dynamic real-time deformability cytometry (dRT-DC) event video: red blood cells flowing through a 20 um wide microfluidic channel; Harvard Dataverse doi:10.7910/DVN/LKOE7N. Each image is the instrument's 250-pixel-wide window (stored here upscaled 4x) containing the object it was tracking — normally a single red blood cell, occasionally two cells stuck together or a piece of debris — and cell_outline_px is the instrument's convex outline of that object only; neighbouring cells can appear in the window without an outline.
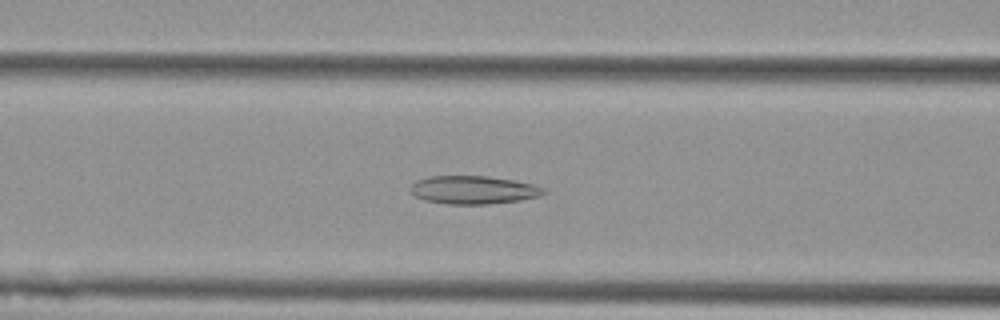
{"species": "Egyptian fruit bat (a non-hibernating species)", "species_latin": "Rousettus aegyptiacus", "temperature_condition": "cold", "stored_images_in_passage": 46, "camera_frame_rate_fps": 3000, "um_per_image_px": 0.085, "animal": {"sex": "female"}, "frame": {"image": 1, "passage_image": 18, "time_ms": 5.667, "image_size_px": [1000, 320], "cell_outline_px": [[548, 192], [540, 196], [520, 200], [488, 204], [444, 204], [424, 200], [416, 196], [412, 192], [412, 184], [416, 180], [428, 176], [488, 176], [516, 180], [532, 184], [544, 188]], "centroid_in_image_um": [40.27, 16.14], "position_along_channel_um": 126.3, "area_um2": 21.96}}
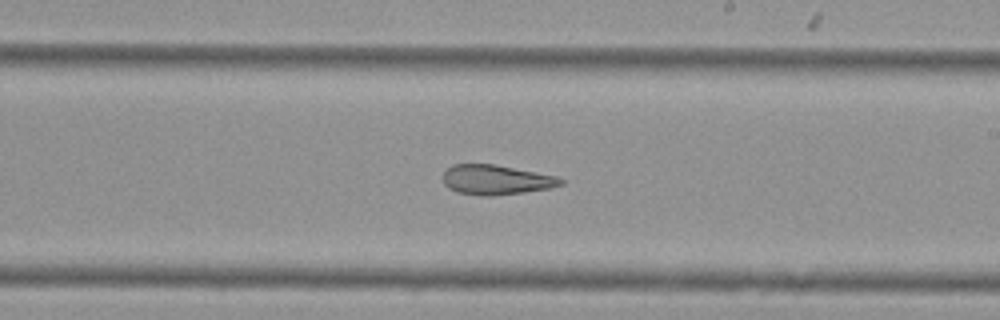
{"frame": {"image": 2, "passage_image": 28, "time_ms": 9.0, "image_size_px": [1000, 320], "cell_outline_px": [[564, 184], [548, 188], [524, 192], [492, 196], [480, 196], [456, 192], [448, 188], [444, 184], [444, 172], [452, 164], [496, 164], [556, 176], [564, 180]], "centroid_in_image_um": [42.15, 15.28], "position_along_channel_um": 246.9, "area_um2": 20.46}}
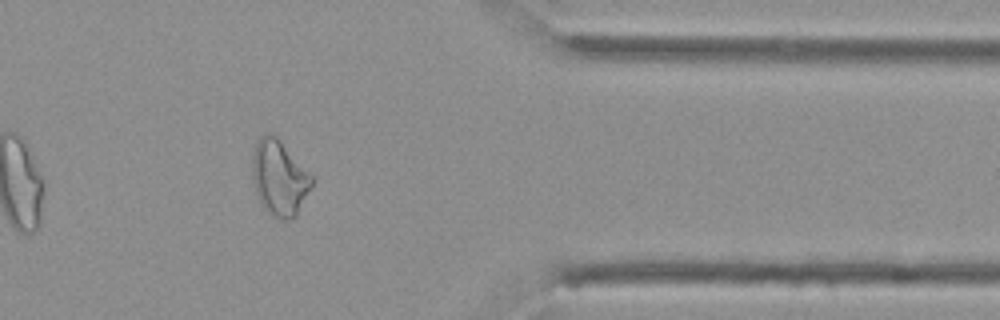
{"frame": {"image": 3, "passage_image": 41, "time_ms": 13.333, "image_size_px": [1000, 320], "cell_outline_px": [[316, 180], [296, 216], [288, 220], [280, 220], [268, 212], [264, 208], [256, 192], [252, 176], [252, 160], [256, 144], [260, 136], [268, 132], [272, 132], [280, 140]], "centroid_in_image_um": [23.76, 15.13], "position_along_channel_um": 387.6, "area_um2": 26.13}, "authors_computed_cell_mechanics": {"area_um2": 23.409, "velocity_mm_per_s": 3.6298, "shape_relaxation_time_tau1_ms": null, "shape_relaxation_time_tau2_ms": 3.8138, "deformation_change_tau1": null, "deformation_change_tau2": 0.1314}}